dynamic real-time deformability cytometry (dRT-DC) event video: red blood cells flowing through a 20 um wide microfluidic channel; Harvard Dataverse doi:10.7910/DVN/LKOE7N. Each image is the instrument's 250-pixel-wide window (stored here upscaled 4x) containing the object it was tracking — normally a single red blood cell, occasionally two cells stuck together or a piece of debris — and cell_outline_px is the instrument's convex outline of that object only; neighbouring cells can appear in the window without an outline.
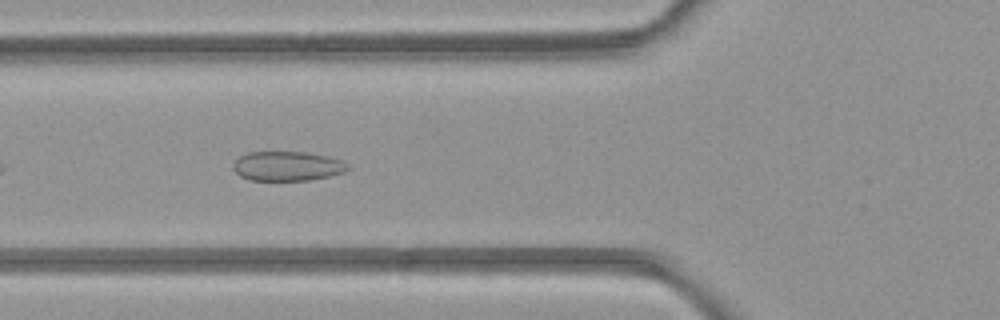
{"species": "common noctule bat (a hibernating species)", "species_latin": "Nyctalus noctula", "temperature_condition": "room temperature", "stored_images_in_passage": 8, "camera_frame_rate_fps": 3000, "um_per_image_px": 0.085, "animal": {"sex": "female", "body_mass_g": 21.9}, "frame": {"image": 1, "passage_image": 5, "time_ms": 5.333, "image_size_px": [1000, 320], "cell_outline_px": [[348, 168], [344, 172], [328, 176], [308, 180], [248, 180], [240, 176], [232, 168], [232, 164], [240, 156], [248, 152], [308, 152], [328, 156], [340, 160], [348, 164]], "centroid_in_image_um": [24.39, 14.11], "position_along_channel_um": 101.4, "area_um2": 19.65}}
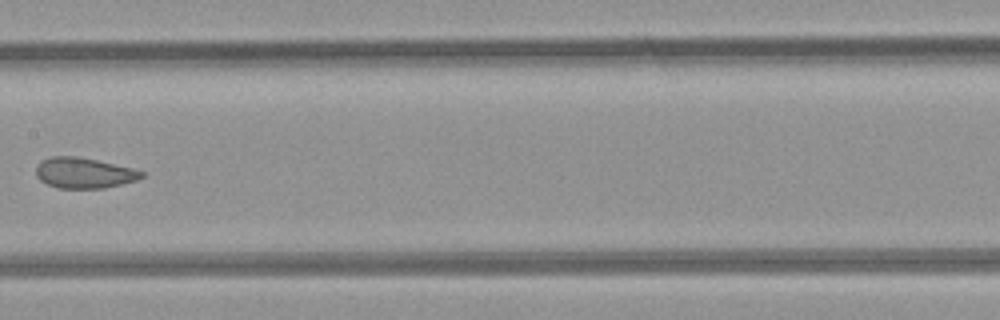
{"frame": {"image": 2, "passage_image": 7, "time_ms": 7.667, "image_size_px": [1000, 320], "cell_outline_px": [[144, 176], [136, 180], [104, 188], [56, 188], [40, 180], [36, 176], [36, 164], [40, 160], [52, 156], [76, 156], [96, 160], [132, 168], [144, 172]], "centroid_in_image_um": [7.09, 14.69], "position_along_channel_um": 200.3, "area_um2": 18.79}}
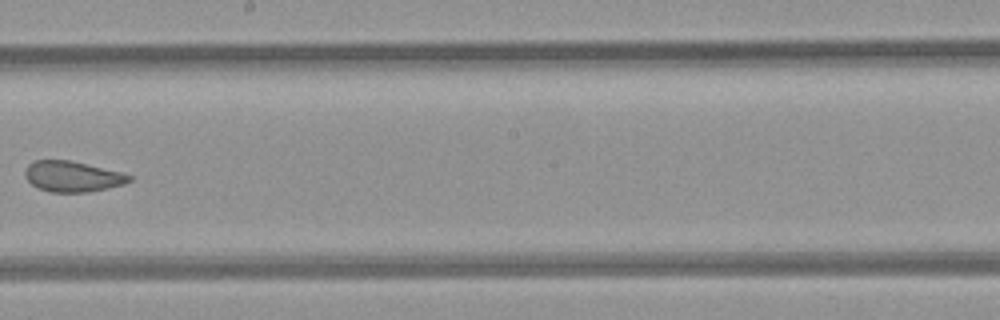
{"frame": {"image": 3, "passage_image": 8, "time_ms": 8.667, "image_size_px": [1000, 320], "cell_outline_px": [[132, 180], [124, 184], [108, 188], [88, 192], [48, 192], [36, 188], [24, 176], [24, 172], [28, 164], [36, 160], [68, 160], [120, 172], [132, 176]], "centroid_in_image_um": [6.13, 15.01], "position_along_channel_um": 242.1, "area_um2": 18.55}}